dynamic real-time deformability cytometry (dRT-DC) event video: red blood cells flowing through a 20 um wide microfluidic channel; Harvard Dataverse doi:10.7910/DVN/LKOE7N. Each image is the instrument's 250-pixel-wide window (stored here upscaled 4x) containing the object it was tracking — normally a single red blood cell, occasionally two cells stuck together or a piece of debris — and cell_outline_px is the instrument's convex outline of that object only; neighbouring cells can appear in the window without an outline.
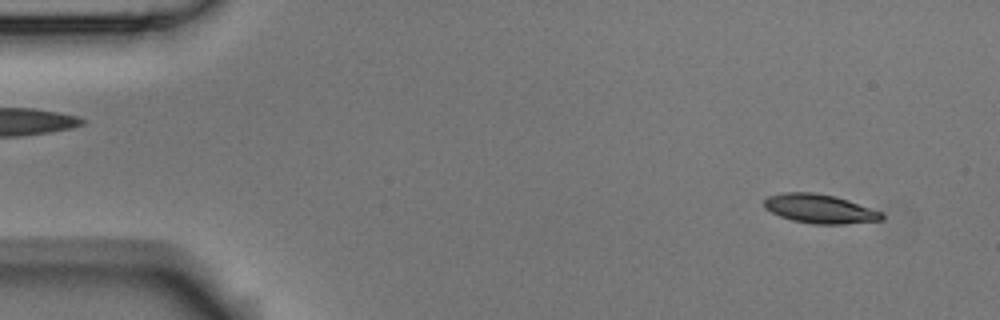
{"species": "Egyptian fruit bat (a non-hibernating species)", "species_latin": "Rousettus aegyptiacus", "temperature_condition": "room temperature", "stored_images_in_passage": 4, "camera_frame_rate_fps": 3000, "um_per_image_px": 0.085, "animal": {"sex": "male"}, "frame": {"image": 1, "passage_image": 1, "time_ms": 0.0, "image_size_px": [1000, 320], "cell_outline_px": [[884, 220], [844, 224], [812, 224], [792, 220], [780, 216], [764, 208], [764, 200], [768, 196], [784, 192], [816, 192], [836, 196], [848, 200], [880, 212], [884, 216]], "centroid_in_image_um": [69.66, 17.74], "position_along_channel_um": 15.3, "area_um2": 19.88}}
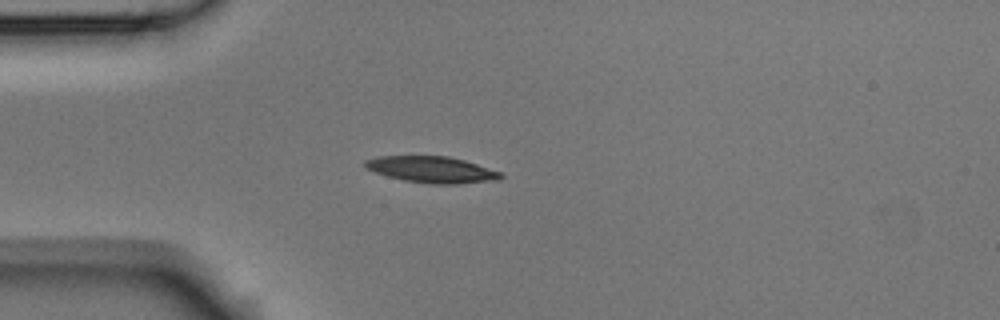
{"frame": {"image": 2, "passage_image": 4, "time_ms": 1.0, "image_size_px": [1000, 320], "cell_outline_px": [[504, 176], [500, 180], [460, 184], [432, 184], [404, 180], [388, 176], [364, 168], [364, 160], [376, 156], [448, 156], [464, 160], [500, 172]], "centroid_in_image_um": [36.7, 14.42], "position_along_channel_um": 48.3, "area_um2": 20.87}}